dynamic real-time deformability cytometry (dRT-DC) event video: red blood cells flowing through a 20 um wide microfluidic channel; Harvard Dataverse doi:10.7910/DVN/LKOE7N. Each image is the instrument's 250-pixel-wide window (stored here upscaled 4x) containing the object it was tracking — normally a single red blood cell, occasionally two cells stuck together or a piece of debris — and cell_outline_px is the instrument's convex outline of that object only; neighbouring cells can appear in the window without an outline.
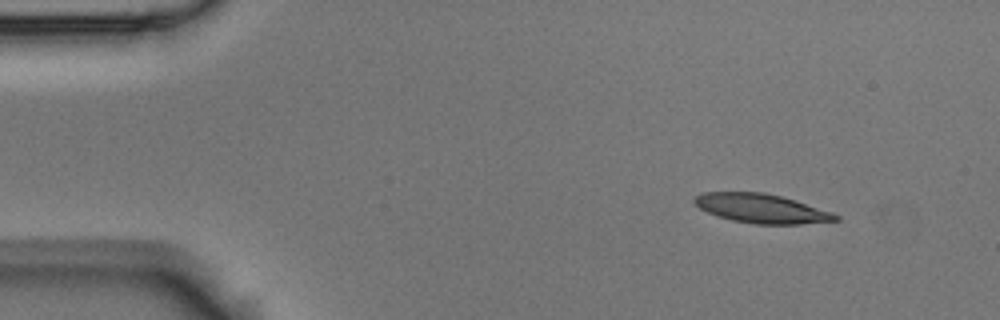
{"species": "Egyptian fruit bat (a non-hibernating species)", "species_latin": "Rousettus aegyptiacus", "temperature_condition": "room temperature", "stored_images_in_passage": 4, "camera_frame_rate_fps": 3000, "um_per_image_px": 0.085, "animal": {"sex": "male"}, "frame": {"image": 1, "passage_image": 1, "time_ms": 0.0, "image_size_px": [1000, 320], "cell_outline_px": [[840, 220], [800, 224], [756, 224], [732, 220], [708, 212], [700, 208], [692, 200], [696, 196], [704, 192], [764, 192], [796, 200], [832, 212], [840, 216]], "centroid_in_image_um": [64.76, 17.72], "position_along_channel_um": 20.2, "area_um2": 23.81}}
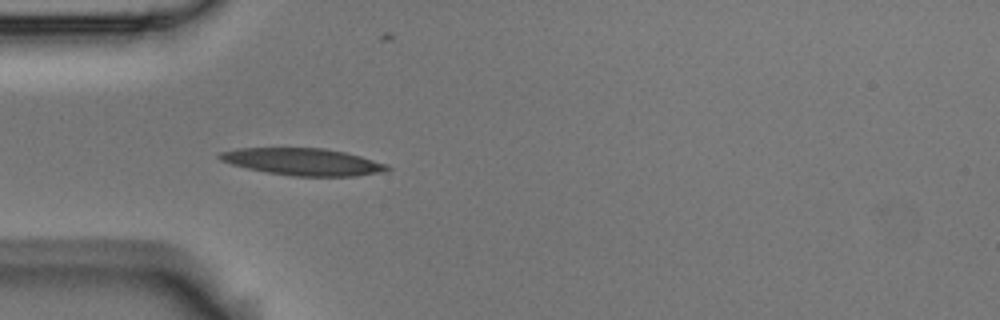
{"frame": {"image": 2, "passage_image": 4, "time_ms": 1.0, "image_size_px": [1000, 320], "cell_outline_px": [[392, 168], [388, 172], [356, 176], [292, 176], [268, 172], [248, 168], [232, 164], [220, 160], [216, 156], [220, 152], [240, 148], [324, 148], [344, 152], [360, 156], [388, 164]], "centroid_in_image_um": [25.81, 13.75], "position_along_channel_um": 59.2, "area_um2": 26.47}}